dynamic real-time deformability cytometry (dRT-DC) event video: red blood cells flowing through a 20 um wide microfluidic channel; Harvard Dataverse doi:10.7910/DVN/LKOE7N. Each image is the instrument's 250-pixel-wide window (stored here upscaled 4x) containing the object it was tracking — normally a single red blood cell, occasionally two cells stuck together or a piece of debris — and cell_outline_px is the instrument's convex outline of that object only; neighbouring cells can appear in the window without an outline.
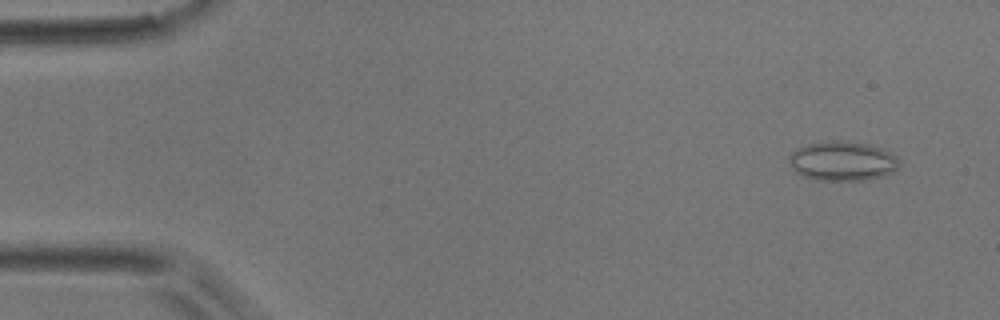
{"species": "common noctule bat (a hibernating species)", "species_latin": "Nyctalus noctula", "temperature_condition": "room temperature", "stored_images_in_passage": 52, "camera_frame_rate_fps": 3000, "um_per_image_px": 0.085, "animal": {"sex": "male", "body_mass_g": 17.9}, "frame": {"image": 1, "passage_image": 4, "time_ms": 1.0, "image_size_px": [1000, 320], "cell_outline_px": [[900, 164], [892, 172], [868, 180], [816, 180], [800, 176], [792, 168], [788, 160], [788, 156], [796, 148], [808, 144], [832, 140], [844, 140], [868, 144], [880, 148], [896, 156], [900, 160]], "centroid_in_image_um": [71.57, 13.69], "position_along_channel_um": 13.4, "area_um2": 25.49}}
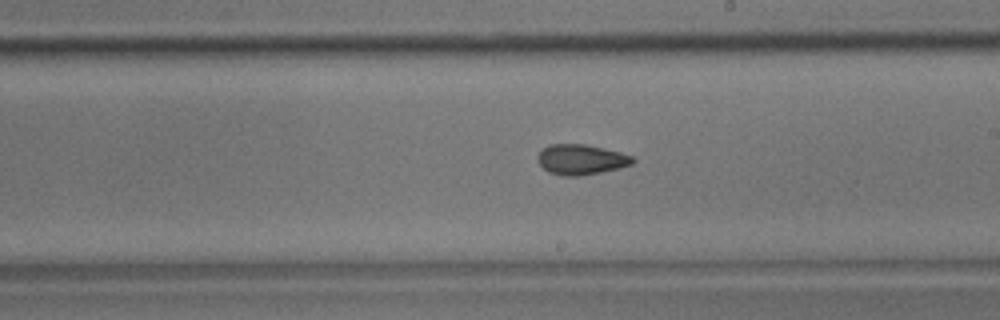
{"frame": {"image": 2, "passage_image": 30, "time_ms": 9.667, "image_size_px": [1000, 320], "cell_outline_px": [[636, 160], [632, 164], [620, 168], [580, 176], [564, 176], [548, 172], [536, 160], [536, 156], [548, 144], [584, 144], [604, 148], [620, 152], [632, 156]], "centroid_in_image_um": [49.38, 13.56], "position_along_channel_um": 239.6, "area_um2": 16.82}}
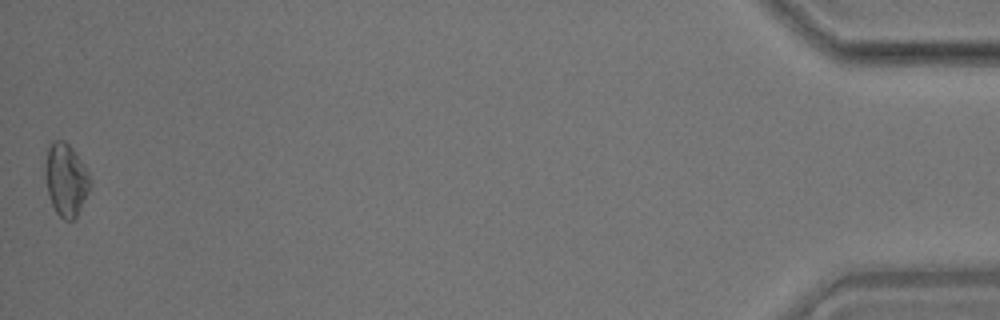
{"frame": {"image": 3, "passage_image": 52, "time_ms": 17.0, "image_size_px": [1000, 320], "cell_outline_px": [[88, 192], [76, 216], [72, 220], [64, 220], [56, 212], [48, 196], [44, 172], [44, 164], [48, 144], [52, 140], [64, 140], [72, 148], [88, 172]], "centroid_in_image_um": [5.54, 15.24], "position_along_channel_um": 429.7, "area_um2": 18.79}, "authors_computed_cell_mechanics": {"area_um2": 17.2244, "velocity_mm_per_s": 3.8664, "shape_relaxation_time_tau1_ms": 5.7804, "shape_relaxation_time_tau2_ms": 2.531, "deformation_change_tau1": 0.0793, "deformation_change_tau2": 0.0738}}